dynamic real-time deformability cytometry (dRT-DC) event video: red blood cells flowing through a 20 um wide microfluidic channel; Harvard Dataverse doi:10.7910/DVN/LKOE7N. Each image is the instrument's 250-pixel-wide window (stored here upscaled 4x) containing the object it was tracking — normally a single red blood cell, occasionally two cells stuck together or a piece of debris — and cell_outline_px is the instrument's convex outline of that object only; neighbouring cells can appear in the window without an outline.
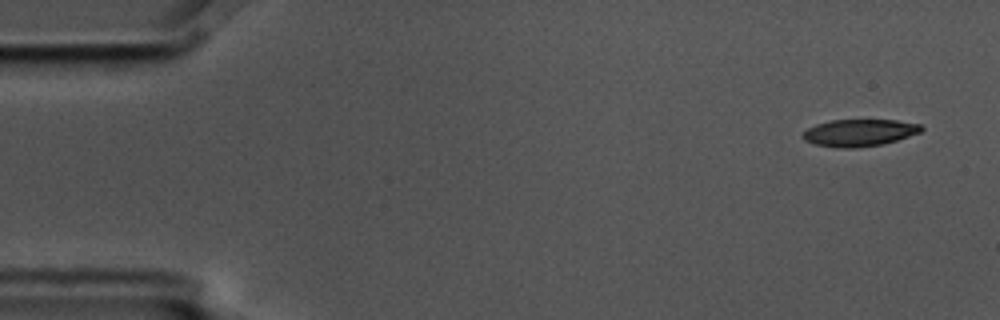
{"species": "common noctule bat (a hibernating species)", "species_latin": "Nyctalus noctula", "temperature_condition": "cold", "stored_images_in_passage": 4, "camera_frame_rate_fps": 3000, "um_per_image_px": 0.085, "animal": {"sex": "male", "body_mass_g": 17.5, "forearm_length_mm": 52.3}, "frame": {"image": 1, "passage_image": 1, "time_ms": 0.0, "image_size_px": [1000, 320], "cell_outline_px": [[924, 128], [920, 132], [884, 144], [856, 148], [840, 148], [816, 144], [804, 140], [800, 136], [808, 128], [816, 124], [832, 120], [896, 120], [920, 124]], "centroid_in_image_um": [73.03, 11.28], "position_along_channel_um": 12.0, "area_um2": 18.61}}